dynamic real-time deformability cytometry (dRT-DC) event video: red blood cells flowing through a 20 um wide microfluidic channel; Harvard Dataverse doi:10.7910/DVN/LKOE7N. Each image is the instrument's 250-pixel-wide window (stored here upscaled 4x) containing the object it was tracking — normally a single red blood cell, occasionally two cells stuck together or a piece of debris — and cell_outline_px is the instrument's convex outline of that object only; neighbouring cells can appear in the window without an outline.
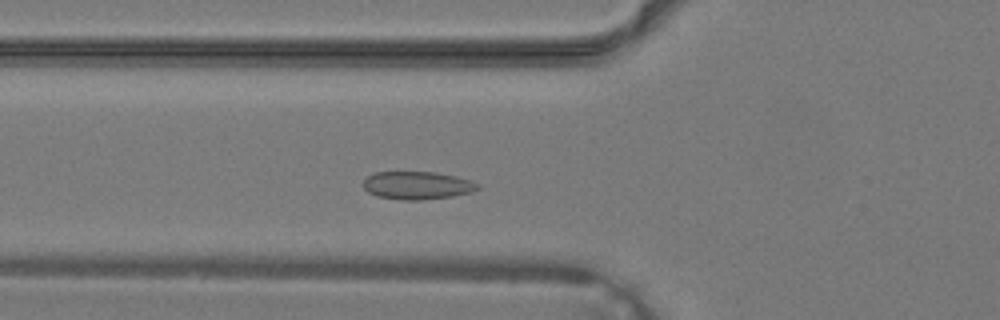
{"species": "common noctule bat (a hibernating species)", "species_latin": "Nyctalus noctula", "temperature_condition": "warm", "stored_images_in_passage": 34, "camera_frame_rate_fps": 3000, "um_per_image_px": 0.085, "animal": {"sex": "male", "body_mass_g": 19.2, "forearm_length_mm": 51.8}, "frame": {"image": 1, "passage_image": 8, "time_ms": 2.333, "image_size_px": [1000, 320], "cell_outline_px": [[480, 188], [472, 192], [452, 196], [420, 200], [400, 200], [376, 196], [368, 192], [364, 188], [364, 180], [368, 176], [376, 172], [436, 172], [456, 176], [480, 184]], "centroid_in_image_um": [35.47, 15.76], "position_along_channel_um": 90.3, "area_um2": 18.61}}
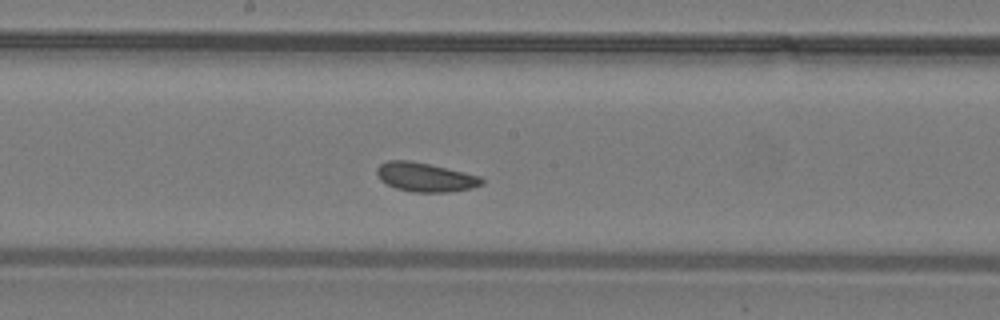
{"frame": {"image": 2, "passage_image": 15, "time_ms": 4.667, "image_size_px": [1000, 320], "cell_outline_px": [[484, 184], [472, 188], [448, 192], [412, 192], [396, 188], [380, 180], [376, 172], [376, 168], [380, 164], [388, 160], [408, 160], [428, 164], [464, 172], [480, 176], [484, 180]], "centroid_in_image_um": [36.14, 15.06], "position_along_channel_um": 212.1, "area_um2": 17.69}}
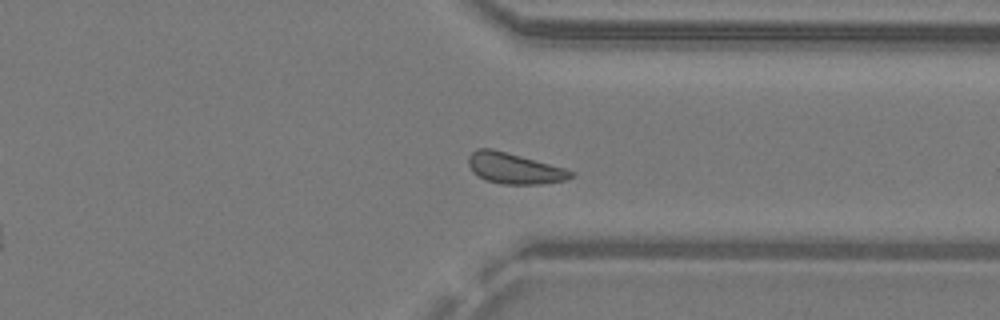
{"frame": {"image": 3, "passage_image": 24, "time_ms": 7.667, "image_size_px": [1000, 320], "cell_outline_px": [[576, 176], [564, 180], [540, 184], [500, 184], [488, 180], [472, 172], [468, 164], [468, 156], [476, 148], [492, 148], [564, 168], [576, 172]], "centroid_in_image_um": [43.71, 14.31], "position_along_channel_um": 367.7, "area_um2": 18.32}}